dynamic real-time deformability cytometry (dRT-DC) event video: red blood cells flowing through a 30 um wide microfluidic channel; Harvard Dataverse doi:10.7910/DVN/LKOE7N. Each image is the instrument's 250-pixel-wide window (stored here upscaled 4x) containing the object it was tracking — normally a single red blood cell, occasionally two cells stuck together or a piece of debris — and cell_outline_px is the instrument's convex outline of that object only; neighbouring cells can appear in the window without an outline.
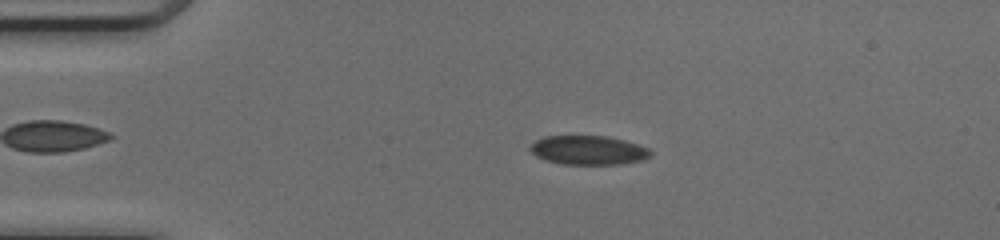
{"species": "common noctule bat (a hibernating species)", "species_latin": "Nyctalus noctula", "temperature_condition": "cold", "stored_images_in_passage": 51, "camera_frame_rate_fps": 3000, "um_per_image_px": 0.085, "animal": {"sex": "female", "body_mass_g": 17.0, "forearm_length_mm": 48.0}, "frame": {"image": 1, "passage_image": 11, "time_ms": 3.333, "image_size_px": [1000, 240], "cell_outline_px": [[652, 156], [644, 160], [620, 164], [560, 164], [544, 160], [536, 156], [528, 148], [536, 140], [544, 136], [608, 136], [624, 140], [648, 148], [652, 152]], "centroid_in_image_um": [50.01, 12.77], "position_along_channel_um": 35.0, "area_um2": 20.52}}
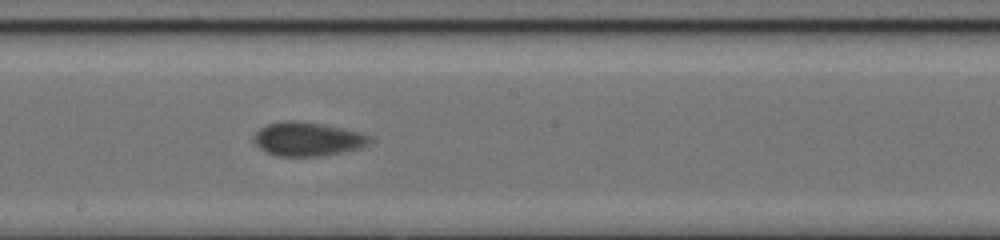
{"frame": {"image": 2, "passage_image": 28, "time_ms": 9.0, "image_size_px": [1000, 240], "cell_outline_px": [[372, 140], [368, 144], [360, 148], [320, 156], [276, 156], [264, 152], [252, 140], [252, 136], [260, 128], [268, 124], [284, 120], [292, 120], [320, 124], [344, 128], [360, 132], [372, 136]], "centroid_in_image_um": [26.12, 11.82], "position_along_channel_um": 222.1, "area_um2": 22.95}}
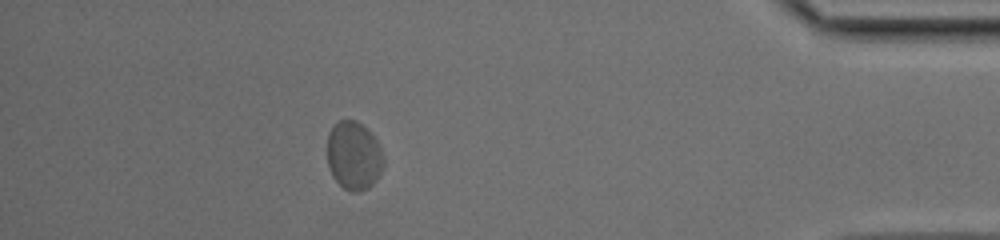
{"frame": {"image": 3, "passage_image": 45, "time_ms": 14.667, "image_size_px": [1000, 240], "cell_outline_px": [[384, 164], [376, 180], [368, 188], [360, 192], [352, 192], [344, 188], [332, 176], [328, 164], [328, 132], [340, 120], [356, 120], [380, 144], [384, 160]], "centroid_in_image_um": [30.08, 13.26], "position_along_channel_um": 405.1, "area_um2": 22.25}, "authors_computed_cell_mechanics": {"area_um2": 21.7328, "velocity_mm_per_s": 4.085, "shape_relaxation_time_tau1_ms": 1.653, "shape_relaxation_time_tau2_ms": 0.7849, "deformation_change_tau1": 0.0569, "deformation_change_tau2": 0.0331}}